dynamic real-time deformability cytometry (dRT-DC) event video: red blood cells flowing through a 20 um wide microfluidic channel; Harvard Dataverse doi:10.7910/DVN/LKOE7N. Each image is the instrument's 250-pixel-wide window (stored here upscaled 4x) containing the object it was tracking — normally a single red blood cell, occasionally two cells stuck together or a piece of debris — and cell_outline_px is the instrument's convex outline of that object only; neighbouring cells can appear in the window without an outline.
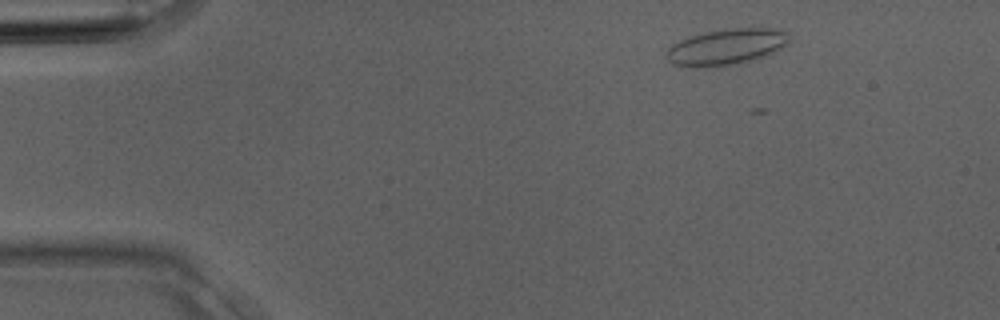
{"species": "Egyptian fruit bat (a non-hibernating species)", "species_latin": "Rousettus aegyptiacus", "temperature_condition": "room temperature", "stored_images_in_passage": 4, "camera_frame_rate_fps": 3000, "um_per_image_px": 0.085, "animal": {"sex": "male"}, "frame": {"image": 1, "passage_image": 4, "time_ms": 1.0, "image_size_px": [1000, 320], "cell_outline_px": [[788, 44], [768, 56], [720, 68], [692, 68], [672, 64], [664, 56], [664, 52], [672, 44], [688, 36], [704, 32], [732, 28], [772, 28], [788, 32]], "centroid_in_image_um": [61.69, 4.02], "position_along_channel_um": 23.3, "area_um2": 26.53}}